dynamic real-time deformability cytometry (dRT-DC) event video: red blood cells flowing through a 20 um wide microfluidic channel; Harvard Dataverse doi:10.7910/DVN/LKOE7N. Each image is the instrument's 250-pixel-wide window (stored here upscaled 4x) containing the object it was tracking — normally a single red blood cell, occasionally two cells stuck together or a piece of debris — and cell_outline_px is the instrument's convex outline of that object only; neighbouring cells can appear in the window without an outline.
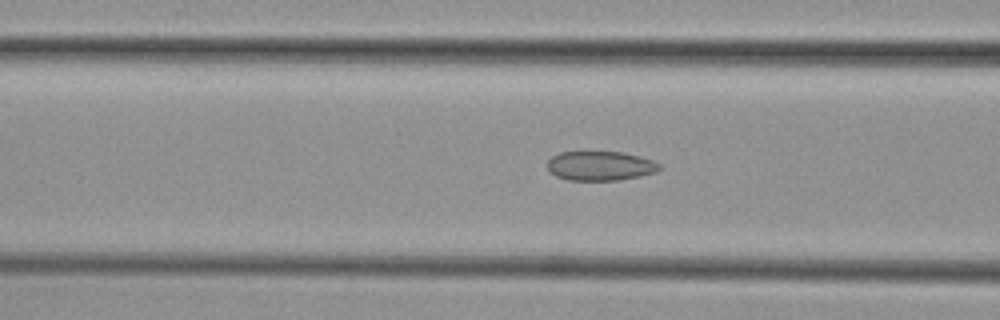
{"species": "common noctule bat (a hibernating species)", "species_latin": "Nyctalus noctula", "temperature_condition": "cold", "stored_images_in_passage": 52, "camera_frame_rate_fps": 3000, "um_per_image_px": 0.085, "animal": {"sex": "female", "body_mass_g": 29.2, "forearm_length_mm": 56.3}, "frame": {"image": 1, "passage_image": 19, "time_ms": 6.0, "image_size_px": [1000, 320], "cell_outline_px": [[660, 168], [656, 172], [640, 176], [620, 180], [568, 180], [556, 176], [548, 172], [548, 160], [552, 156], [560, 152], [588, 148], [624, 152], [640, 156], [652, 160], [660, 164]], "centroid_in_image_um": [50.98, 14.04], "position_along_channel_um": 115.6, "area_um2": 20.17}}
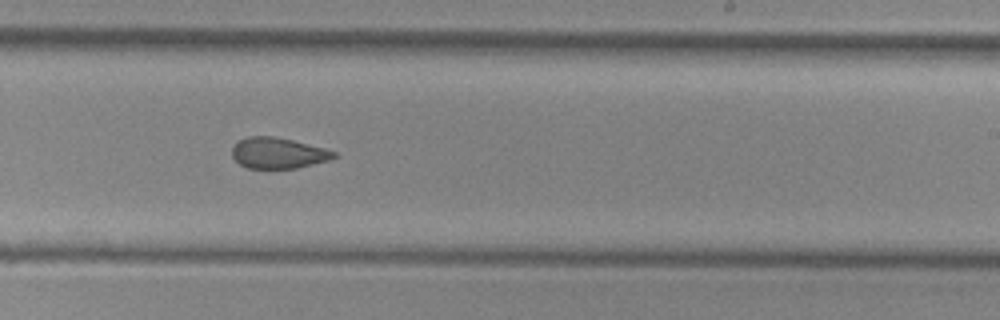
{"frame": {"image": 2, "passage_image": 31, "time_ms": 10.0, "image_size_px": [1000, 320], "cell_outline_px": [[336, 156], [328, 160], [296, 168], [248, 168], [240, 164], [232, 156], [232, 148], [240, 140], [248, 136], [272, 136], [292, 140], [324, 148], [336, 152]], "centroid_in_image_um": [23.62, 13.01], "position_along_channel_um": 265.4, "area_um2": 18.03}}
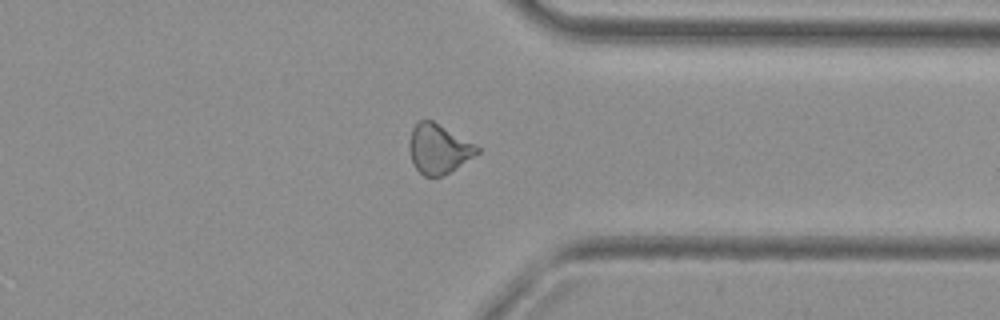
{"frame": {"image": 3, "passage_image": 40, "time_ms": 13.0, "image_size_px": [1000, 320], "cell_outline_px": [[480, 152], [448, 172], [440, 176], [424, 176], [416, 168], [412, 160], [408, 148], [408, 144], [412, 128], [420, 120], [432, 120], [480, 148]], "centroid_in_image_um": [37.23, 12.64], "position_along_channel_um": 374.2, "area_um2": 19.02}, "authors_computed_cell_mechanics": {"area_um2": 19.9988, "velocity_mm_per_s": 3.7497, "shape_relaxation_time_tau1_ms": null, "shape_relaxation_time_tau2_ms": 2.4079, "deformation_change_tau1": null, "deformation_change_tau2": 0.0808}}